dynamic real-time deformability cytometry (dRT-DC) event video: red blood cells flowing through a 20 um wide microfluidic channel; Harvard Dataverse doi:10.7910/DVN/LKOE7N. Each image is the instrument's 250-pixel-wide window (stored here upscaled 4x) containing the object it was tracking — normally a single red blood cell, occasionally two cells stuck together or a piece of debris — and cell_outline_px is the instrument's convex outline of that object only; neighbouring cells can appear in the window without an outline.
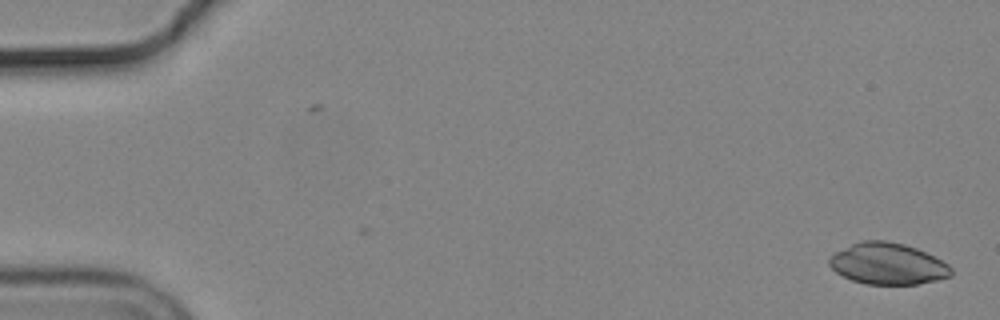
{"species": "common noctule bat (a hibernating species)", "species_latin": "Nyctalus noctula", "temperature_condition": "cold", "stored_images_in_passage": 24, "camera_frame_rate_fps": 3000, "um_per_image_px": 0.085, "animal": {"sex": "male", "body_mass_g": 19.2, "forearm_length_mm": 51.8}, "frame": {"image": 1, "passage_image": 2, "time_ms": 0.333, "image_size_px": [1000, 320], "cell_outline_px": [[952, 276], [936, 280], [916, 284], [868, 284], [852, 280], [836, 272], [828, 264], [828, 256], [860, 240], [884, 240], [904, 244], [916, 248], [948, 264], [952, 268]], "centroid_in_image_um": [75.44, 22.41], "position_along_channel_um": 9.6, "area_um2": 29.25}}